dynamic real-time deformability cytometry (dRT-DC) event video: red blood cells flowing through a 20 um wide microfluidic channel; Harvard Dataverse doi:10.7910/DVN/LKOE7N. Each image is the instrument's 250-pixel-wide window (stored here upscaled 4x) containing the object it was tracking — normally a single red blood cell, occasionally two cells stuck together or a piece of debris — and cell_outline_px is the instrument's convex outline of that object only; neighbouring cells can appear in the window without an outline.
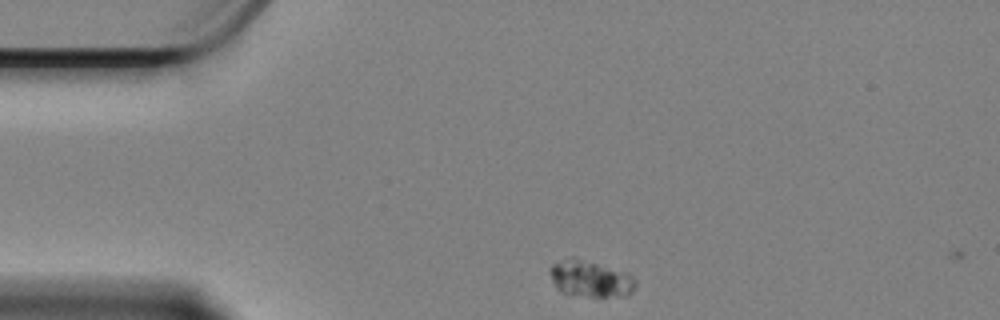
{"species": "Egyptian fruit bat (a non-hibernating species)", "species_latin": "Rousettus aegyptiacus", "temperature_condition": "cold", "stored_images_in_passage": 3, "camera_frame_rate_fps": 3000, "um_per_image_px": 0.085, "animal": {"sex": "female"}, "frame": {"image": 1, "passage_image": 1, "time_ms": 0.0, "image_size_px": [1000, 320], "cell_outline_px": [[636, 284], [632, 292], [628, 296], [588, 296], [560, 292], [556, 288], [548, 272], [548, 268], [552, 264], [568, 256], [576, 256], [628, 272], [636, 280]], "centroid_in_image_um": [50.17, 23.65], "position_along_channel_um": 34.8, "area_um2": 18.73}}